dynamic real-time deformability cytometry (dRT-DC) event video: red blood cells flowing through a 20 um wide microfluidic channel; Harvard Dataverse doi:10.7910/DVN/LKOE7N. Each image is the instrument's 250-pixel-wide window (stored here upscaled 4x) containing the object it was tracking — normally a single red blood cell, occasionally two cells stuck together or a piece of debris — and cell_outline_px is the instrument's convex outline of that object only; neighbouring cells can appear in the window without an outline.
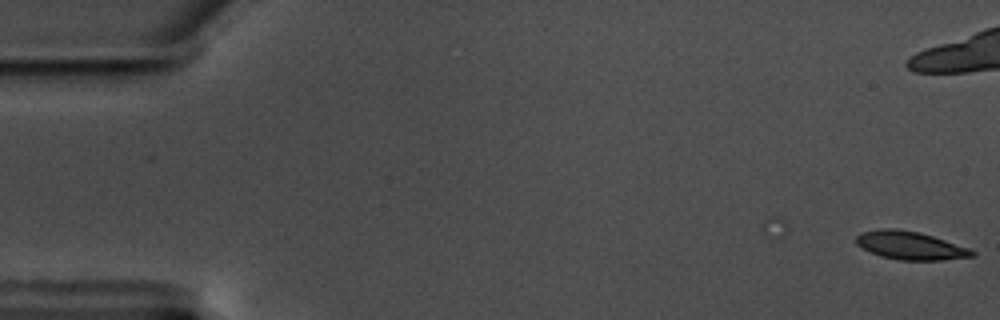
{"species": "common noctule bat (a hibernating species)", "species_latin": "Nyctalus noctula", "temperature_condition": "warm", "stored_images_in_passage": 2, "camera_frame_rate_fps": 3000, "um_per_image_px": 0.085, "animal": {"sex": "male", "body_mass_g": 17.5, "forearm_length_mm": 52.3}, "frame": {"image": 1, "passage_image": 2, "time_ms": 0.333, "image_size_px": [1000, 320], "cell_outline_px": [[976, 256], [940, 260], [900, 260], [880, 256], [856, 244], [856, 236], [860, 232], [880, 228], [896, 228], [916, 232], [932, 236], [968, 248], [976, 252]], "centroid_in_image_um": [77.35, 20.86], "position_along_channel_um": 7.7, "area_um2": 18.84}}